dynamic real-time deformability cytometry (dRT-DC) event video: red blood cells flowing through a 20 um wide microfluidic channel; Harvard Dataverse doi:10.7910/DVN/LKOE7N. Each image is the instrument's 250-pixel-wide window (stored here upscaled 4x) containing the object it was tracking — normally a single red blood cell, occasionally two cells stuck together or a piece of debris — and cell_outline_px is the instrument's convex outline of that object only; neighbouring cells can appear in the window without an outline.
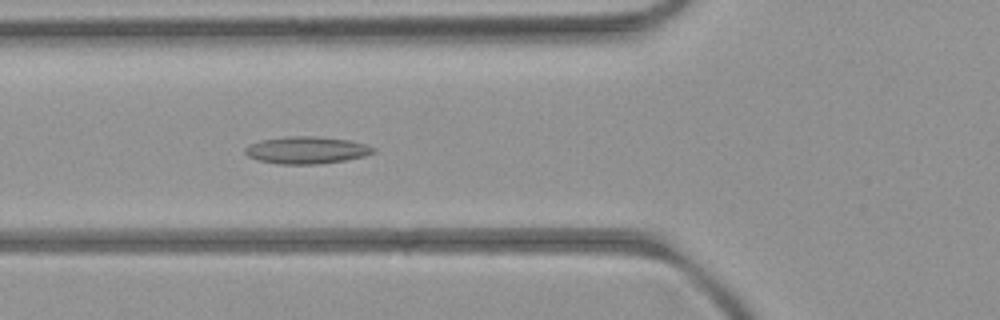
{"species": "common noctule bat (a hibernating species)", "species_latin": "Nyctalus noctula", "temperature_condition": "room temperature", "stored_images_in_passage": 6, "camera_frame_rate_fps": 3000, "um_per_image_px": 0.085, "animal": {"sex": "female", "body_mass_g": 21.9}, "frame": {"image": 1, "passage_image": 6, "time_ms": 5.667, "image_size_px": [1000, 320], "cell_outline_px": [[376, 152], [364, 156], [344, 160], [320, 164], [280, 164], [260, 160], [248, 156], [244, 152], [244, 148], [248, 144], [260, 140], [288, 136], [312, 136], [348, 140], [364, 144], [376, 148]], "centroid_in_image_um": [26.04, 12.76], "position_along_channel_um": 99.8, "area_um2": 20.23}}